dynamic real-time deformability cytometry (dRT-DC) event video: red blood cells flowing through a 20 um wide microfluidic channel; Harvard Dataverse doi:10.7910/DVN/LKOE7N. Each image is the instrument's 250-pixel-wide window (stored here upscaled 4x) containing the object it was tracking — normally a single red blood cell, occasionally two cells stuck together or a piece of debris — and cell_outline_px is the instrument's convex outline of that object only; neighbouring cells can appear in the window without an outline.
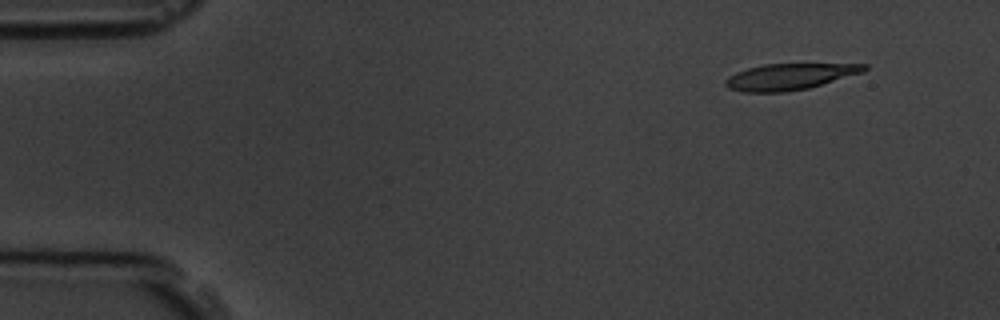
{"species": "common noctule bat (a hibernating species)", "species_latin": "Nyctalus noctula", "temperature_condition": "room temperature", "stored_images_in_passage": 4, "camera_frame_rate_fps": 3000, "um_per_image_px": 0.085, "animal": {"sex": "male", "body_mass_g": 19.5, "forearm_length_mm": 54.6}, "frame": {"image": 1, "passage_image": 1, "time_ms": 0.0, "image_size_px": [1000, 320], "cell_outline_px": [[868, 68], [864, 72], [808, 88], [784, 92], [744, 92], [728, 88], [724, 84], [724, 80], [728, 76], [736, 72], [748, 68], [764, 64], [868, 64]], "centroid_in_image_um": [67.1, 6.51], "position_along_channel_um": 17.9, "area_um2": 21.15}}
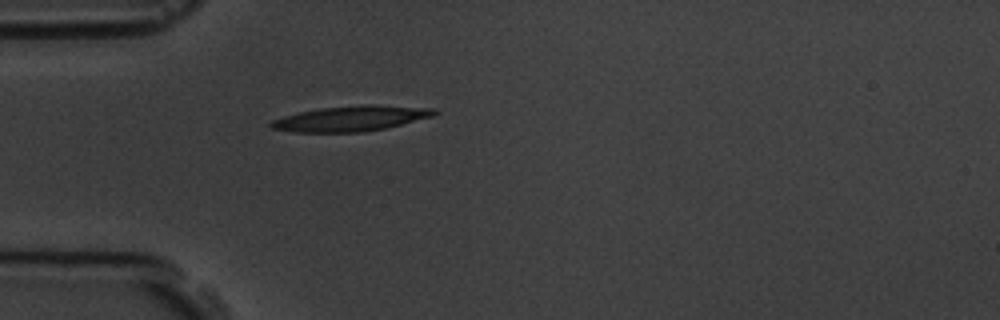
{"frame": {"image": 2, "passage_image": 4, "time_ms": 3.667, "image_size_px": [1000, 320], "cell_outline_px": [[440, 112], [432, 116], [384, 128], [364, 132], [296, 132], [272, 128], [268, 124], [272, 120], [284, 116], [300, 112], [320, 108], [364, 104], [372, 104], [436, 108]], "centroid_in_image_um": [29.85, 10.06], "position_along_channel_um": 55.1, "area_um2": 23.99}}